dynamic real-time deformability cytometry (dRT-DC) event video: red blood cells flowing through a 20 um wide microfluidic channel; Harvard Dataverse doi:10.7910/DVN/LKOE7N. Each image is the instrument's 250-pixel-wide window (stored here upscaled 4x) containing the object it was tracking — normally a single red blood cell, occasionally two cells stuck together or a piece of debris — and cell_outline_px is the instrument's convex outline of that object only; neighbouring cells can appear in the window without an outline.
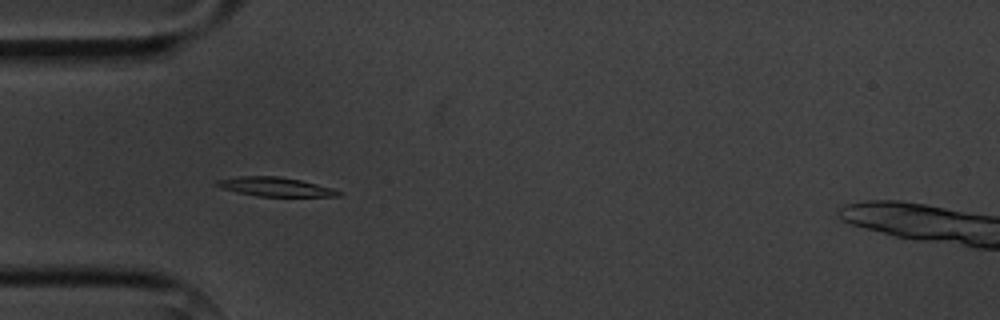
{"species": "common noctule bat (a hibernating species)", "species_latin": "Nyctalus noctula", "temperature_condition": "cold", "stored_images_in_passage": 6, "camera_frame_rate_fps": 3000, "um_per_image_px": 0.085, "animal": {"sex": "male", "body_mass_g": 20.1, "forearm_length_mm": 53.5}, "frame": {"image": 1, "passage_image": 5, "time_ms": 5.333, "image_size_px": [1000, 320], "cell_outline_px": [[344, 192], [340, 196], [256, 196], [236, 192], [220, 188], [216, 184], [216, 180], [240, 176], [280, 176], [300, 180], [332, 188]], "centroid_in_image_um": [23.39, 15.88], "position_along_channel_um": 61.6, "area_um2": 13.47}}
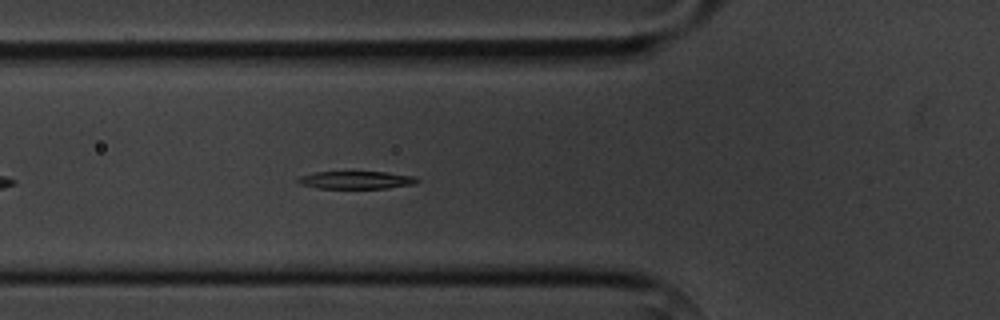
{"frame": {"image": 2, "passage_image": 6, "time_ms": 6.333, "image_size_px": [1000, 320], "cell_outline_px": [[420, 180], [416, 184], [388, 188], [316, 188], [300, 184], [296, 180], [300, 176], [316, 172], [388, 172], [416, 176]], "centroid_in_image_um": [30.33, 15.3], "position_along_channel_um": 95.5, "area_um2": 12.37}}